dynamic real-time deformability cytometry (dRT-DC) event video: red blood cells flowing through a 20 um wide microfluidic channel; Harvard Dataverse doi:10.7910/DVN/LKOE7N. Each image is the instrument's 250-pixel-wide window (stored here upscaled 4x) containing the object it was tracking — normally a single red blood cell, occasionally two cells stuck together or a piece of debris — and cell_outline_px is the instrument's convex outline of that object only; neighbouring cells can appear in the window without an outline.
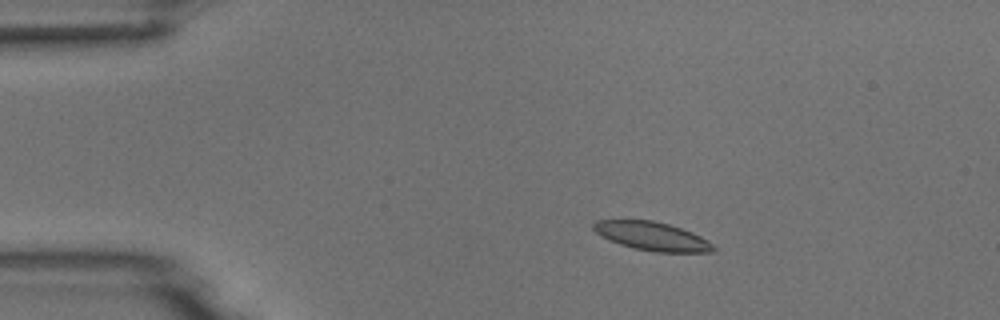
{"species": "common noctule bat (a hibernating species)", "species_latin": "Nyctalus noctula", "temperature_condition": "room temperature", "stored_images_in_passage": 6, "camera_frame_rate_fps": 3000, "um_per_image_px": 0.085, "animal": {"sex": "male", "body_mass_g": 18.8}, "frame": {"image": 1, "passage_image": 3, "time_ms": 2.333, "image_size_px": [1000, 320], "cell_outline_px": [[716, 252], [656, 252], [636, 248], [620, 244], [596, 232], [592, 228], [592, 224], [596, 220], [652, 220], [668, 224], [692, 232], [708, 240], [716, 248]], "centroid_in_image_um": [55.47, 20.07], "position_along_channel_um": 29.5, "area_um2": 19.71}}
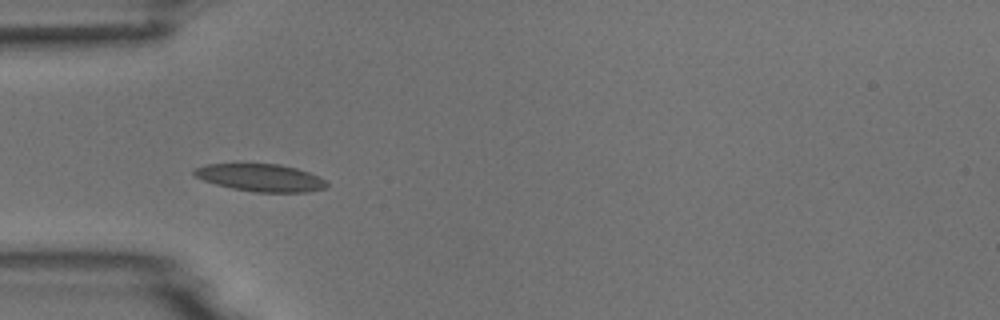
{"frame": {"image": 2, "passage_image": 5, "time_ms": 4.667, "image_size_px": [1000, 320], "cell_outline_px": [[328, 188], [308, 192], [256, 192], [232, 188], [216, 184], [204, 180], [196, 176], [192, 172], [192, 168], [204, 164], [280, 164], [296, 168], [308, 172], [324, 180], [328, 184]], "centroid_in_image_um": [22.14, 15.1], "position_along_channel_um": 62.9, "area_um2": 21.15}}